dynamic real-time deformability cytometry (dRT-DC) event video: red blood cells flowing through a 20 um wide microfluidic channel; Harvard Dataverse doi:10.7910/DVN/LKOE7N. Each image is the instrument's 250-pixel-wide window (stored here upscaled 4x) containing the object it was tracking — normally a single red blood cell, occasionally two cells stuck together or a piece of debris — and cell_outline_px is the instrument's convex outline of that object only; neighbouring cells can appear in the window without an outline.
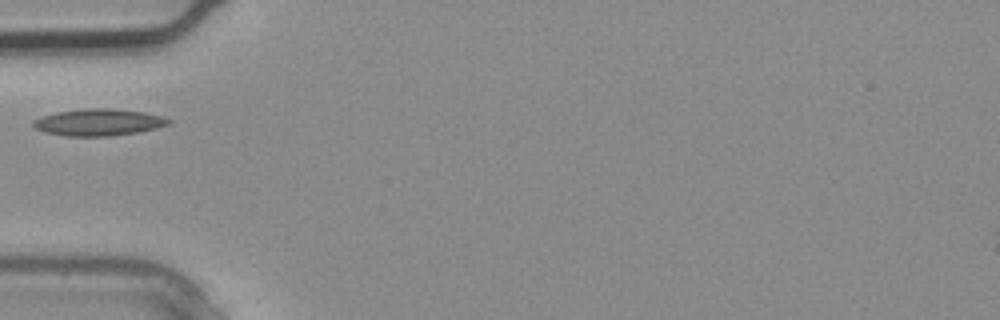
{"species": "common noctule bat (a hibernating species)", "species_latin": "Nyctalus noctula", "temperature_condition": "warm", "stored_images_in_passage": 1, "camera_frame_rate_fps": 3000, "um_per_image_px": 0.085, "animal": {"sex": "male", "body_mass_g": 20.4}, "frame": {"image": 1, "passage_image": 1, "time_ms": 0.0, "image_size_px": [1000, 320], "cell_outline_px": [[172, 124], [156, 128], [136, 132], [112, 136], [68, 136], [44, 132], [36, 128], [32, 124], [32, 120], [40, 116], [56, 112], [84, 108], [112, 108], [144, 112], [164, 116], [172, 120]], "centroid_in_image_um": [8.39, 10.38], "position_along_channel_um": 76.6, "area_um2": 21.39}}